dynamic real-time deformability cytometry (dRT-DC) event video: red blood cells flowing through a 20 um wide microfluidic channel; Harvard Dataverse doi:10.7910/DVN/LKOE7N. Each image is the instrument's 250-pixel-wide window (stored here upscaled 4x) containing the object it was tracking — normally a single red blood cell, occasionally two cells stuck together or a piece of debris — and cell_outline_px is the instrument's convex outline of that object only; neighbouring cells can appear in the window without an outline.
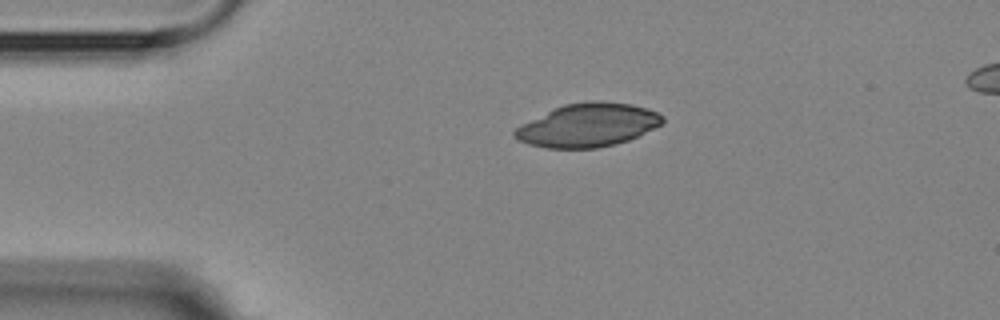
{"species": "Egyptian fruit bat (a non-hibernating species)", "species_latin": "Rousettus aegyptiacus", "temperature_condition": "room temperature", "stored_images_in_passage": 3, "segment_of_instrument_passage": [1, 2], "camera_frame_rate_fps": 3000, "um_per_image_px": 0.085, "animal": {"sex": "female"}, "frame": {"image": 1, "passage_image": 1, "time_ms": 0.0, "image_size_px": [1000, 320], "cell_outline_px": [[664, 124], [628, 140], [596, 148], [548, 148], [528, 144], [516, 140], [512, 136], [512, 132], [516, 128], [564, 104], [588, 100], [600, 100], [632, 104], [648, 108], [664, 116]], "centroid_in_image_um": [50.01, 10.63], "position_along_channel_um": 35.0, "area_um2": 37.22}}